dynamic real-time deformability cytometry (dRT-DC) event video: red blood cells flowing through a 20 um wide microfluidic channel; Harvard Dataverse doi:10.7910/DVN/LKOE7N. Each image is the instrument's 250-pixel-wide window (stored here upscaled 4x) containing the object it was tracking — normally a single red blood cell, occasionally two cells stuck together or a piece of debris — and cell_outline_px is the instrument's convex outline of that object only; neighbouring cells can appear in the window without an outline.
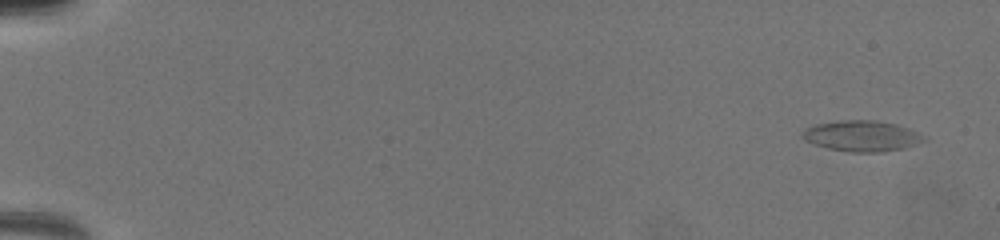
{"species": "common noctule bat (a hibernating species)", "species_latin": "Nyctalus noctula", "temperature_condition": "warm", "stored_images_in_passage": 17, "camera_frame_rate_fps": 3000, "um_per_image_px": 0.085, "animal": {"sex": "female", "body_mass_g": 19.5, "forearm_length_mm": 54.1}, "frame": {"image": 1, "passage_image": 1, "time_ms": 0.0, "image_size_px": [1000, 240], "cell_outline_px": [[924, 140], [896, 148], [872, 152], [852, 152], [832, 148], [816, 144], [808, 140], [804, 136], [804, 132], [808, 128], [820, 124], [856, 120], [860, 120], [892, 124], [912, 132], [920, 136]], "centroid_in_image_um": [73.16, 11.57], "position_along_channel_um": 11.8, "area_um2": 19.54}}
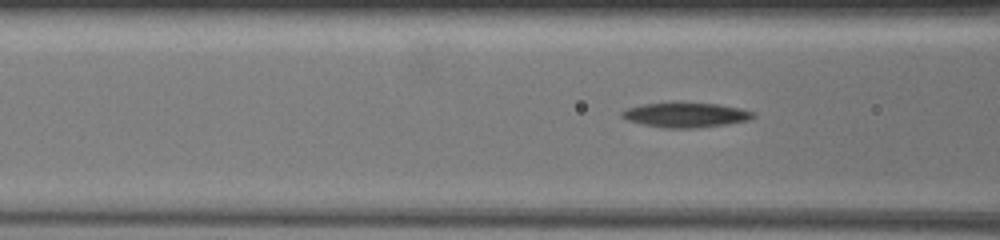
{"frame": {"image": 2, "passage_image": 11, "time_ms": 7.0, "image_size_px": [1000, 240], "cell_outline_px": [[756, 116], [748, 120], [728, 124], [696, 128], [664, 128], [644, 124], [628, 120], [620, 116], [620, 112], [628, 108], [648, 104], [716, 104], [736, 108], [752, 112]], "centroid_in_image_um": [58.28, 9.8], "position_along_channel_um": 108.3, "area_um2": 18.21}}
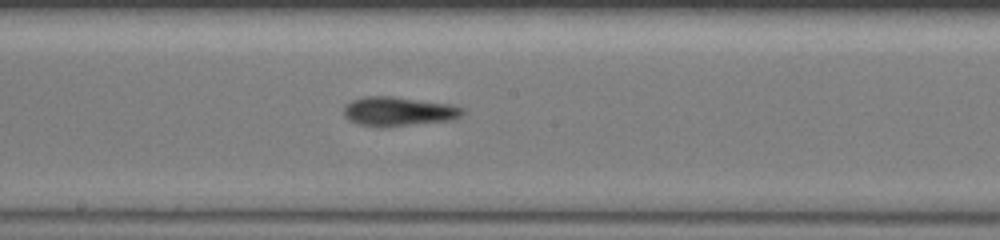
{"frame": {"image": 3, "passage_image": 17, "time_ms": 9.667, "image_size_px": [1000, 240], "cell_outline_px": [[464, 112], [456, 116], [444, 120], [380, 128], [360, 124], [344, 116], [344, 108], [352, 100], [368, 96], [392, 96], [444, 104], [460, 108]], "centroid_in_image_um": [33.74, 9.47], "position_along_channel_um": 214.5, "area_um2": 19.25}}